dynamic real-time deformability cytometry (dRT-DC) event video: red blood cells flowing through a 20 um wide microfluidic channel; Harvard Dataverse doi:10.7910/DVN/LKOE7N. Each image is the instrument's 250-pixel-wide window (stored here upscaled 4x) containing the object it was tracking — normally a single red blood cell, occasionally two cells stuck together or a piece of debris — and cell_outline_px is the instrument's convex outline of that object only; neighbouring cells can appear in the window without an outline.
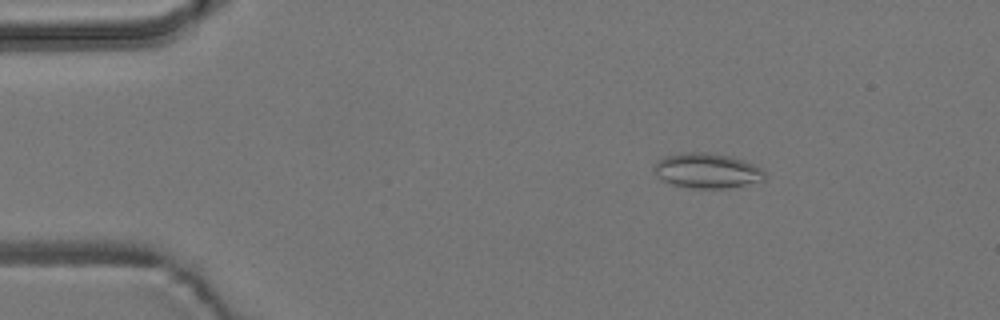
{"species": "common noctule bat (a hibernating species)", "species_latin": "Nyctalus noctula", "temperature_condition": "room temperature", "stored_images_in_passage": 4, "camera_frame_rate_fps": 3000, "um_per_image_px": 0.085, "animal": {"sex": "male", "body_mass_g": 19.2, "forearm_length_mm": 51.8}, "frame": {"image": 1, "passage_image": 3, "time_ms": 2.333, "image_size_px": [1000, 320], "cell_outline_px": [[768, 176], [764, 180], [728, 188], [692, 188], [672, 184], [660, 180], [652, 168], [664, 156], [680, 152], [708, 152], [728, 156], [744, 160], [760, 168]], "centroid_in_image_um": [60.08, 14.5], "position_along_channel_um": 24.9, "area_um2": 22.6}}